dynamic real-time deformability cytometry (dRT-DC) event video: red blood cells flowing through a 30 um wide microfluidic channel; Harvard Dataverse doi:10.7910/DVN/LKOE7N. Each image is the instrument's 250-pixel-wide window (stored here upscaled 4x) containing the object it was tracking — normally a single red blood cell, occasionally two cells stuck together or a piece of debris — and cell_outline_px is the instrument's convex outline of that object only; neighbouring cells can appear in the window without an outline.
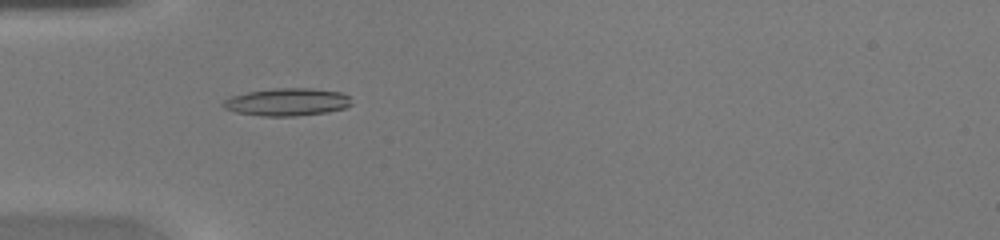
{"species": "common noctule bat (a hibernating species)", "species_latin": "Nyctalus noctula", "temperature_condition": "warm", "stored_images_in_passage": 45, "camera_frame_rate_fps": 3000, "um_per_image_px": 0.085, "animal": {"sex": "female", "body_mass_g": 20.0, "forearm_length_mm": 54.0}, "frame": {"image": 1, "passage_image": 15, "time_ms": 4.667, "image_size_px": [1000, 240], "cell_outline_px": [[352, 104], [344, 108], [328, 112], [296, 116], [260, 116], [236, 112], [224, 108], [220, 104], [224, 100], [232, 96], [248, 92], [272, 88], [312, 88], [340, 92], [348, 96]], "centroid_in_image_um": [24.39, 8.67], "position_along_channel_um": 60.6, "area_um2": 20.69}}
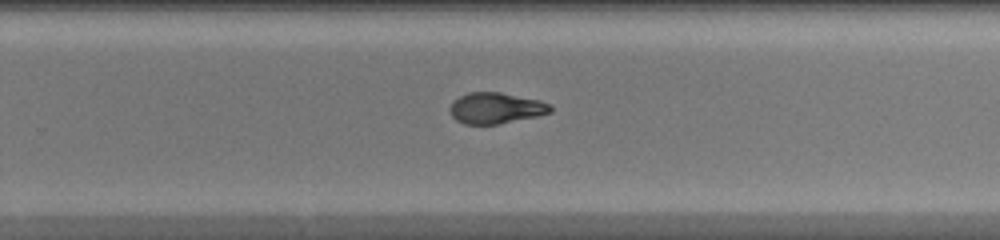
{"frame": {"image": 2, "passage_image": 30, "time_ms": 9.667, "image_size_px": [1000, 240], "cell_outline_px": [[552, 112], [536, 116], [496, 124], [464, 124], [456, 120], [452, 116], [448, 108], [452, 100], [468, 92], [500, 92], [540, 100], [548, 104], [552, 108]], "centroid_in_image_um": [42.09, 9.18], "position_along_channel_um": 287.7, "area_um2": 18.15}}
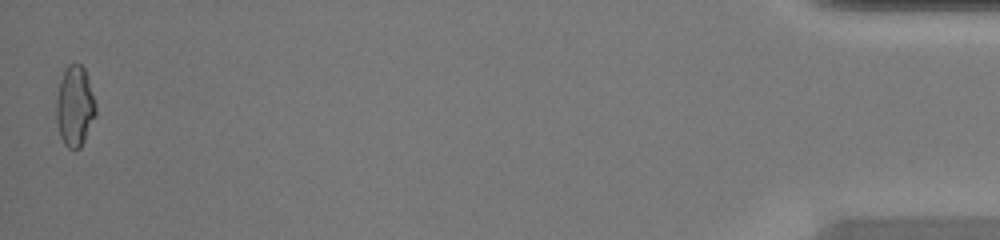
{"frame": {"image": 3, "passage_image": 45, "time_ms": 14.667, "image_size_px": [1000, 240], "cell_outline_px": [[96, 116], [80, 148], [68, 148], [64, 144], [60, 136], [56, 120], [56, 96], [60, 80], [68, 64], [80, 64], [84, 68], [96, 104]], "centroid_in_image_um": [6.35, 9.04], "position_along_channel_um": 428.9, "area_um2": 18.44}}